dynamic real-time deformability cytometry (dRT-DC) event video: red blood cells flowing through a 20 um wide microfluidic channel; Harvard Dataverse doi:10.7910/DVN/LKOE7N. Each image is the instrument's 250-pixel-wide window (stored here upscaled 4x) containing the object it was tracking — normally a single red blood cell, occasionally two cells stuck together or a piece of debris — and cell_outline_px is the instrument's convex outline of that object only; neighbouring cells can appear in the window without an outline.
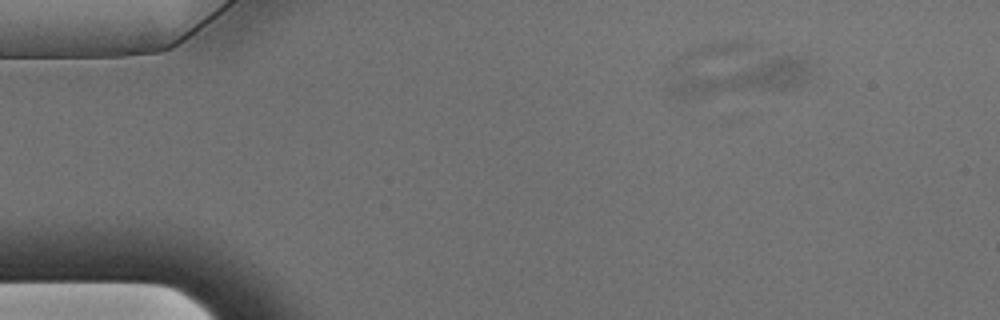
{"species": "Egyptian fruit bat (a non-hibernating species)", "species_latin": "Rousettus aegyptiacus", "temperature_condition": "warm", "stored_images_in_passage": 14, "camera_frame_rate_fps": 3000, "um_per_image_px": 0.085, "animal": {"sex": "male"}, "frame": {"image": 1, "passage_image": 7, "time_ms": 2.0, "image_size_px": [1000, 320], "cell_outline_px": [[812, 68], [808, 80], [784, 88], [684, 100], [668, 96], [664, 84], [664, 68], [676, 60], [776, 56], [796, 56], [808, 60], [812, 64]], "centroid_in_image_um": [62.33, 6.43], "position_along_channel_um": 22.7, "area_um2": 36.18}}